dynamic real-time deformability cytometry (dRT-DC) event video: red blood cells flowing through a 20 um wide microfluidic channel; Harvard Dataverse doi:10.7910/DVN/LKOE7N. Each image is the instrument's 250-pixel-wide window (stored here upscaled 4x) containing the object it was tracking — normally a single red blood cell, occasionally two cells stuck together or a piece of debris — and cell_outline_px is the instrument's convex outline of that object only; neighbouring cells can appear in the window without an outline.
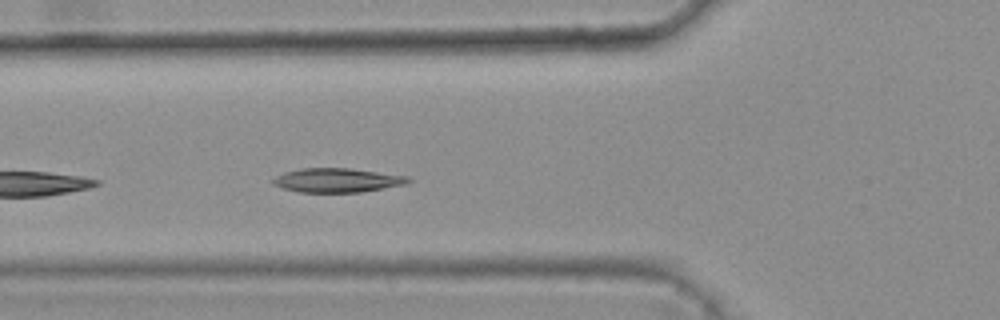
{"species": "common noctule bat (a hibernating species)", "species_latin": "Nyctalus noctula", "temperature_condition": "warm", "stored_images_in_passage": 8, "camera_frame_rate_fps": 3000, "um_per_image_px": 0.085, "animal": {"sex": "female", "body_mass_g": 25.1}, "frame": {"image": 1, "passage_image": 5, "time_ms": 1.333, "image_size_px": [1000, 320], "cell_outline_px": [[412, 180], [408, 184], [360, 192], [296, 192], [272, 184], [272, 180], [276, 176], [284, 172], [300, 168], [348, 168], [408, 176]], "centroid_in_image_um": [28.66, 15.32], "position_along_channel_um": 97.1, "area_um2": 19.02}}